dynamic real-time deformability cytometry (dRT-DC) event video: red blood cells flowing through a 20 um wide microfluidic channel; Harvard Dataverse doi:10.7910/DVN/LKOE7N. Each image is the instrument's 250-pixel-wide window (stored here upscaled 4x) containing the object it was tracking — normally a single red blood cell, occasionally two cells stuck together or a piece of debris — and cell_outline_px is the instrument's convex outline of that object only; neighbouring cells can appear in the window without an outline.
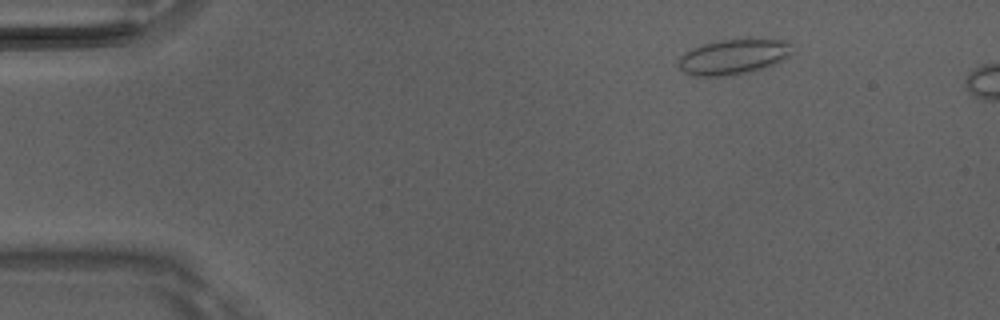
{"species": "Egyptian fruit bat (a non-hibernating species)", "species_latin": "Rousettus aegyptiacus", "temperature_condition": "room temperature", "stored_images_in_passage": 5, "camera_frame_rate_fps": 3000, "um_per_image_px": 0.085, "animal": {"sex": "male"}, "frame": {"image": 1, "passage_image": 2, "time_ms": 0.333, "image_size_px": [1000, 320], "cell_outline_px": [[792, 52], [788, 56], [756, 72], [724, 76], [696, 76], [684, 72], [680, 68], [680, 56], [684, 52], [692, 48], [704, 44], [720, 40], [784, 40], [792, 44]], "centroid_in_image_um": [62.34, 4.85], "position_along_channel_um": 22.7, "area_um2": 23.06}}